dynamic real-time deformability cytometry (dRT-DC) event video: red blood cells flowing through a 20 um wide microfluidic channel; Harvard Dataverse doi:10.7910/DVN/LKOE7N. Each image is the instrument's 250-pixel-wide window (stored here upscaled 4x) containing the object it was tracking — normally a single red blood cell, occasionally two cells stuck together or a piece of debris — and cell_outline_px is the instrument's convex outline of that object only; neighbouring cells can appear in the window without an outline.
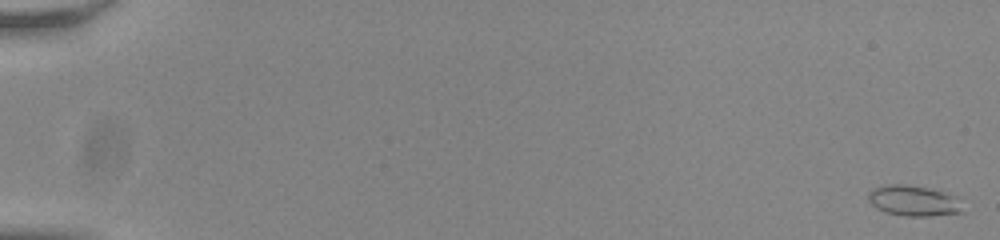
{"species": "common noctule bat (a hibernating species)", "species_latin": "Nyctalus noctula", "temperature_condition": "room temperature", "stored_images_in_passage": 56, "camera_frame_rate_fps": 3000, "um_per_image_px": 0.085, "animal": {"sex": "male", "body_mass_g": 20.0, "forearm_length_mm": 53.3}, "frame": {"image": 1, "passage_image": 1, "time_ms": 0.0, "image_size_px": [1000, 240], "cell_outline_px": [[964, 212], [928, 216], [908, 216], [884, 212], [876, 208], [868, 200], [868, 192], [872, 188], [892, 184], [904, 184], [928, 188], [952, 196]], "centroid_in_image_um": [77.55, 17.07], "position_along_channel_um": 7.5, "area_um2": 16.36}}
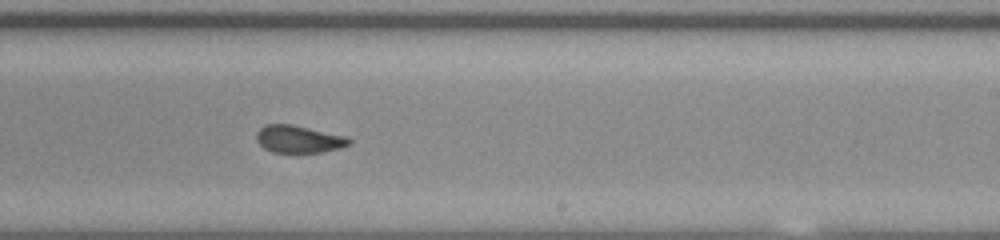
{"frame": {"image": 2, "passage_image": 36, "time_ms": 11.667, "image_size_px": [1000, 240], "cell_outline_px": [[352, 144], [340, 148], [320, 152], [272, 152], [264, 148], [256, 140], [256, 132], [264, 124], [292, 124], [344, 136], [352, 140]], "centroid_in_image_um": [25.37, 11.82], "position_along_channel_um": 263.6, "area_um2": 14.74}}
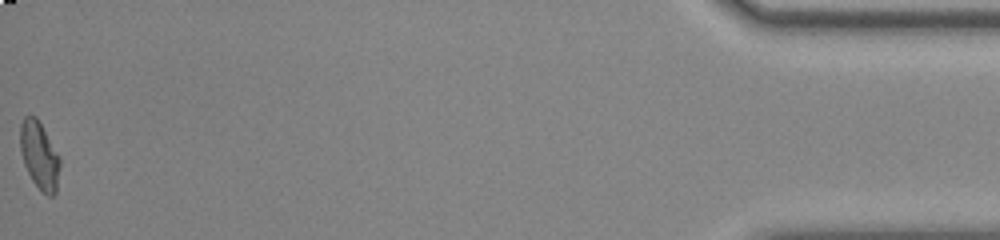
{"frame": {"image": 3, "passage_image": 56, "time_ms": 18.333, "image_size_px": [1000, 240], "cell_outline_px": [[60, 164], [56, 192], [52, 196], [48, 196], [32, 180], [24, 164], [20, 152], [20, 124], [24, 116], [36, 116], [60, 156]], "centroid_in_image_um": [3.34, 13.18], "position_along_channel_um": 431.9, "area_um2": 15.55}, "authors_computed_cell_mechanics": {"area_um2": 15.3748, "velocity_mm_per_s": 3.8259, "shape_relaxation_time_tau1_ms": null, "shape_relaxation_time_tau2_ms": 1.1555, "deformation_change_tau1": null, "deformation_change_tau2": 0.0622}}